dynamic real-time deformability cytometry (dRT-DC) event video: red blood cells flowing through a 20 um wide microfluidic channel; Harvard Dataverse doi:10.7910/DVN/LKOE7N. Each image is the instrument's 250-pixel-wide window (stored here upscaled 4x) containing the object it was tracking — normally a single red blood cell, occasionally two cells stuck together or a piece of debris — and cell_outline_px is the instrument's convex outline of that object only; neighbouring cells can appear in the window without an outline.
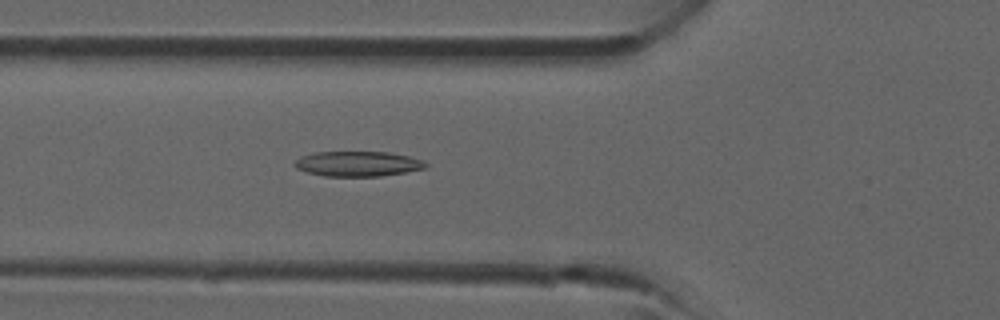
{"species": "common noctule bat (a hibernating species)", "species_latin": "Nyctalus noctula", "temperature_condition": "room temperature", "stored_images_in_passage": 33, "camera_frame_rate_fps": 3000, "um_per_image_px": 0.085, "animal": {"sex": "male", "forearm_length_mm": 52.5}, "frame": {"image": 1, "passage_image": 8, "time_ms": 2.333, "image_size_px": [1000, 320], "cell_outline_px": [[428, 164], [424, 168], [404, 172], [380, 176], [324, 176], [308, 172], [296, 168], [292, 164], [300, 156], [316, 152], [388, 152], [408, 156], [424, 160]], "centroid_in_image_um": [30.39, 13.92], "position_along_channel_um": 95.4, "area_um2": 19.07}}
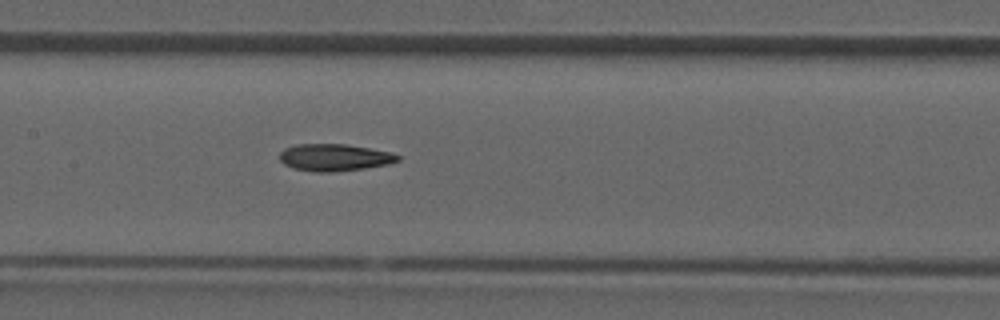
{"frame": {"image": 2, "passage_image": 13, "time_ms": 4.0, "image_size_px": [1000, 320], "cell_outline_px": [[400, 160], [388, 164], [364, 168], [332, 172], [316, 172], [292, 168], [284, 164], [280, 160], [280, 152], [284, 148], [296, 144], [344, 144], [368, 148], [388, 152], [400, 156]], "centroid_in_image_um": [28.38, 13.38], "position_along_channel_um": 179.0, "area_um2": 18.5}}
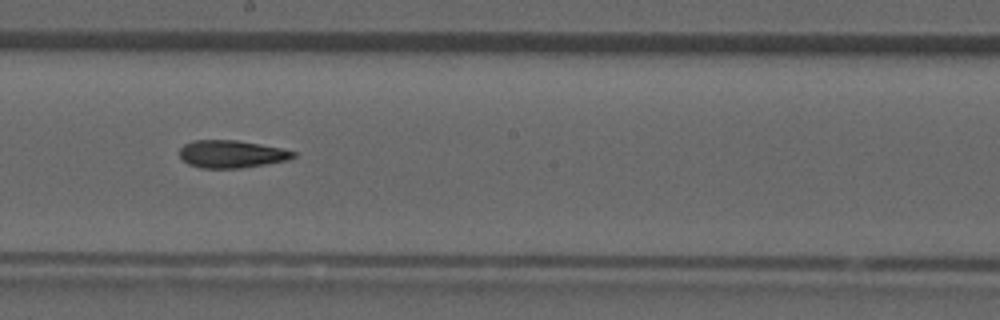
{"frame": {"image": 3, "passage_image": 16, "time_ms": 5.0, "image_size_px": [1000, 320], "cell_outline_px": [[296, 156], [288, 160], [240, 168], [200, 168], [188, 164], [180, 156], [180, 148], [184, 144], [192, 140], [236, 140], [260, 144], [280, 148], [296, 152]], "centroid_in_image_um": [19.66, 13.09], "position_along_channel_um": 228.5, "area_um2": 18.21}}